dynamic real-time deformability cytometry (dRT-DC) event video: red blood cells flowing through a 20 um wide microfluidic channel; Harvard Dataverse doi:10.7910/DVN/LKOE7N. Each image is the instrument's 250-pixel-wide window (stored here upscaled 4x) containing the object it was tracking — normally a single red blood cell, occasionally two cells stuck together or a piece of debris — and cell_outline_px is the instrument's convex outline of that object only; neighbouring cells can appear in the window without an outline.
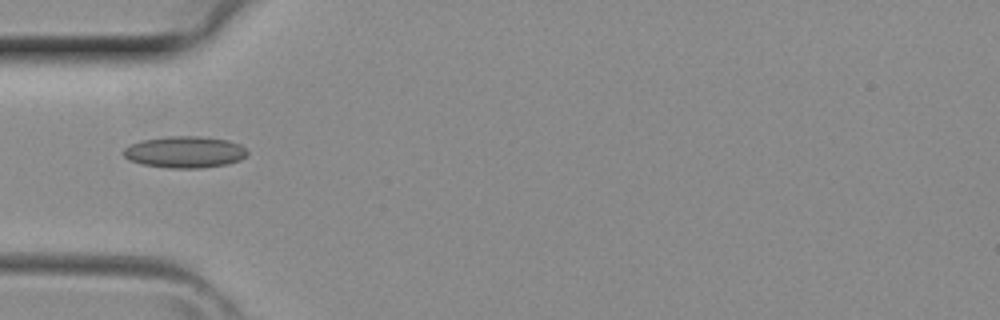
{"species": "common noctule bat (a hibernating species)", "species_latin": "Nyctalus noctula", "temperature_condition": "room temperature", "stored_images_in_passage": 2, "camera_frame_rate_fps": 3000, "um_per_image_px": 0.085, "animal": {"sex": "female", "body_mass_g": 29.2, "forearm_length_mm": 56.3}, "frame": {"image": 1, "passage_image": 2, "time_ms": 0.333, "image_size_px": [1000, 320], "cell_outline_px": [[248, 152], [240, 160], [228, 164], [200, 168], [172, 168], [144, 164], [128, 160], [124, 156], [124, 148], [140, 140], [168, 136], [200, 136], [228, 140], [240, 144]], "centroid_in_image_um": [15.71, 12.92], "position_along_channel_um": 69.3, "area_um2": 22.72}}